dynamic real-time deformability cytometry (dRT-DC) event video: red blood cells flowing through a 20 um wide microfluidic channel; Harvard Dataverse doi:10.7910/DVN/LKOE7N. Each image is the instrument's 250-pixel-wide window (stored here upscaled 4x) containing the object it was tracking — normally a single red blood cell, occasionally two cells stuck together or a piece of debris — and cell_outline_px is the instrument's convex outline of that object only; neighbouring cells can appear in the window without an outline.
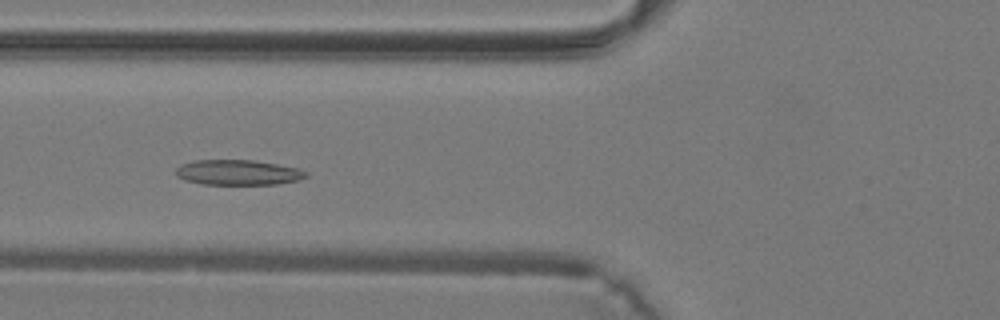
{"species": "common noctule bat (a hibernating species)", "species_latin": "Nyctalus noctula", "temperature_condition": "warm", "stored_images_in_passage": 38, "camera_frame_rate_fps": 3000, "um_per_image_px": 0.085, "animal": {"sex": "male", "body_mass_g": 19.2, "forearm_length_mm": 51.8}, "frame": {"image": 1, "passage_image": 13, "time_ms": 4.0, "image_size_px": [1000, 320], "cell_outline_px": [[308, 176], [300, 180], [276, 184], [204, 184], [184, 180], [176, 176], [176, 168], [180, 164], [196, 160], [252, 160], [300, 168], [308, 172]], "centroid_in_image_um": [20.25, 14.66], "position_along_channel_um": 105.6, "area_um2": 19.19}}
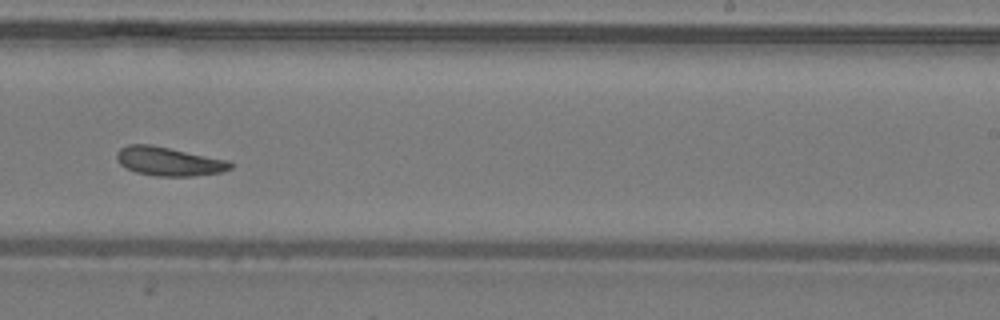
{"frame": {"image": 2, "passage_image": 23, "time_ms": 7.333, "image_size_px": [1000, 320], "cell_outline_px": [[232, 168], [220, 172], [192, 176], [156, 176], [136, 172], [120, 164], [116, 156], [116, 152], [120, 148], [128, 144], [152, 144], [228, 160], [232, 164]], "centroid_in_image_um": [14.33, 13.7], "position_along_channel_um": 274.7, "area_um2": 19.02}}
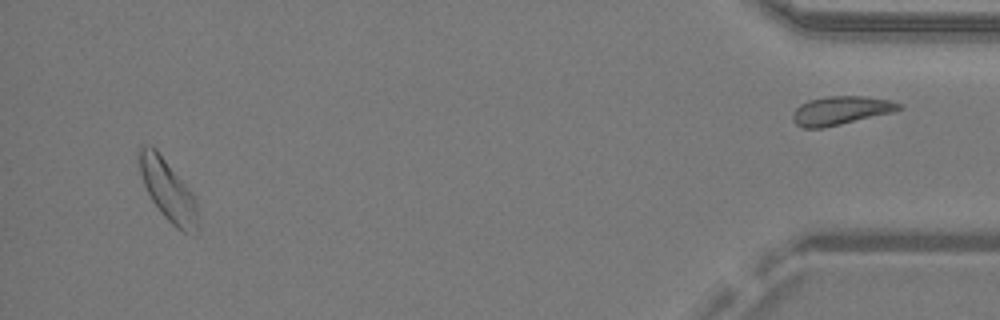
{"frame": {"image": 3, "passage_image": 36, "time_ms": 11.667, "image_size_px": [1000, 320], "cell_outline_px": [[200, 228], [196, 236], [184, 232], [176, 228], [160, 212], [152, 200], [144, 184], [140, 172], [140, 144], [152, 144], [156, 148], [192, 192], [200, 212]], "centroid_in_image_um": [14.36, 16.24], "position_along_channel_um": 420.8, "area_um2": 21.27}}